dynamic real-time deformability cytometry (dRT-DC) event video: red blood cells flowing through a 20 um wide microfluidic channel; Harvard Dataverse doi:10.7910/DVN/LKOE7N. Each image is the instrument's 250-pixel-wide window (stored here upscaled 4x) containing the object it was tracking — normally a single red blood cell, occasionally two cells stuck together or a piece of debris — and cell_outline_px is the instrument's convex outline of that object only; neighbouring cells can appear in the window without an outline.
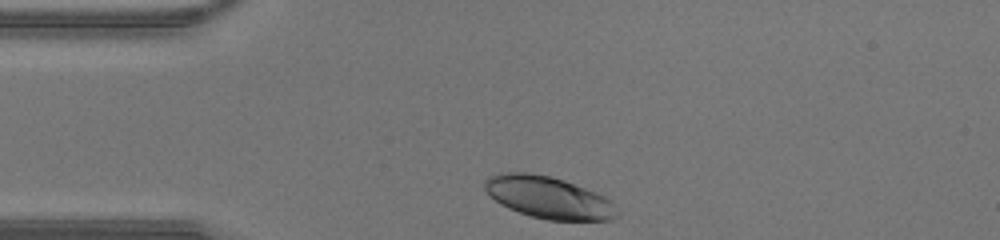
{"species": "human", "species_latin": "Homo sapiens", "temperature_condition": "warm", "stored_images_in_passage": 27, "camera_frame_rate_fps": 3000, "um_per_image_px": 0.085, "donor": {"sex": "male"}, "frame": {"image": 1, "passage_image": 1, "time_ms": 0.0, "image_size_px": [1000, 240], "cell_outline_px": [[620, 212], [612, 220], [548, 220], [532, 216], [508, 208], [500, 204], [484, 188], [484, 180], [488, 176], [500, 172], [528, 172], [548, 176], [564, 180], [596, 192], [612, 200]], "centroid_in_image_um": [46.65, 16.78], "position_along_channel_um": 38.4, "area_um2": 32.43}}
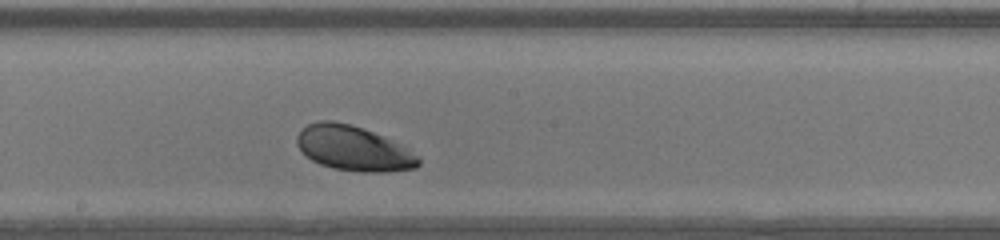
{"frame": {"image": 2, "passage_image": 15, "time_ms": 4.667, "image_size_px": [1000, 240], "cell_outline_px": [[420, 164], [416, 168], [384, 172], [360, 172], [332, 168], [320, 164], [312, 160], [296, 144], [296, 136], [308, 124], [320, 120], [332, 120], [348, 124], [372, 132], [420, 156]], "centroid_in_image_um": [30.02, 12.63], "position_along_channel_um": 218.2, "area_um2": 31.15}}
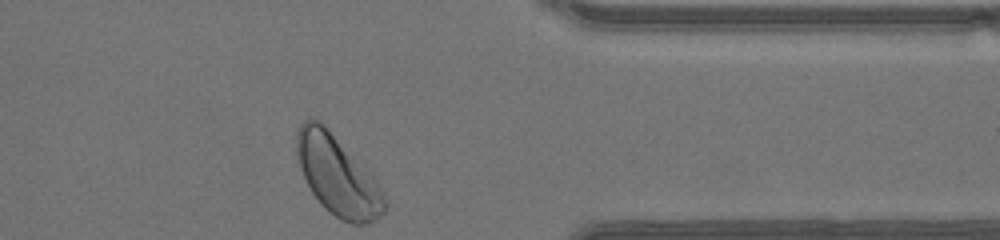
{"frame": {"image": 3, "passage_image": 27, "time_ms": 8.667, "image_size_px": [1000, 240], "cell_outline_px": [[388, 208], [376, 220], [368, 224], [352, 224], [340, 220], [324, 208], [320, 204], [312, 192], [300, 168], [296, 156], [296, 132], [300, 124], [304, 120], [312, 116], [320, 120], [372, 172], [388, 204]], "centroid_in_image_um": [28.7, 14.9], "position_along_channel_um": 382.7, "area_um2": 41.5}}